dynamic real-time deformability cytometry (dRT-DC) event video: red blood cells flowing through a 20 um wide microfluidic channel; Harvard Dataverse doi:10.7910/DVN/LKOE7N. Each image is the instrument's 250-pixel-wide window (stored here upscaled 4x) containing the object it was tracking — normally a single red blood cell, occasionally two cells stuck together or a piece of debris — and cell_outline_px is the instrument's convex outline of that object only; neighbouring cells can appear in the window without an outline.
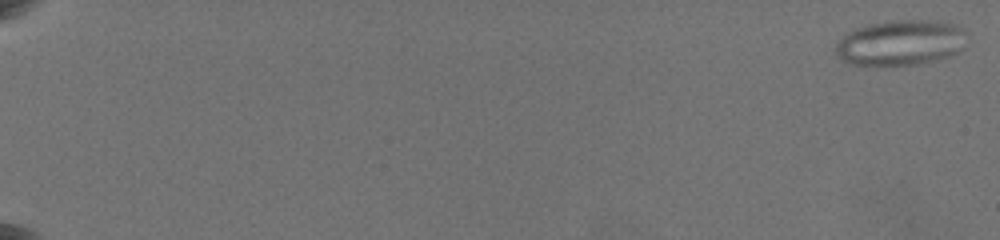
{"species": "common noctule bat (a hibernating species)", "species_latin": "Nyctalus noctula", "temperature_condition": "warm", "stored_images_in_passage": 107, "camera_frame_rate_fps": 3000, "um_per_image_px": 0.085, "animal": {"sex": "female", "body_mass_g": 19.5, "forearm_length_mm": 54.1}, "frame": {"image": 1, "passage_image": 1, "time_ms": 0.0, "image_size_px": [1000, 240], "cell_outline_px": [[968, 32], [964, 48], [948, 56], [916, 64], [876, 68], [848, 64], [840, 60], [836, 56], [836, 44], [848, 32], [856, 28], [868, 24], [900, 20], [936, 20], [952, 24], [964, 28]], "centroid_in_image_um": [76.53, 3.66], "position_along_channel_um": 8.5, "area_um2": 35.49}}
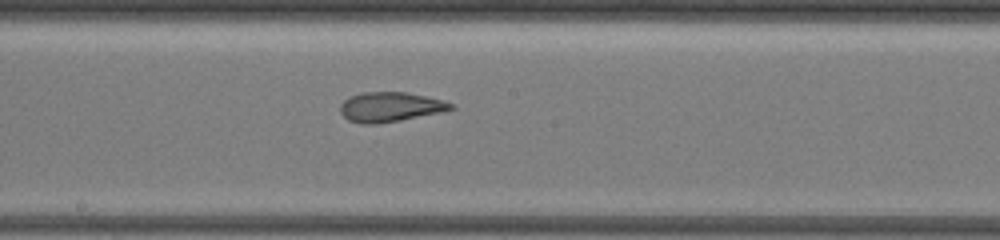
{"frame": {"image": 2, "passage_image": 73, "time_ms": 12.333, "image_size_px": [1000, 240], "cell_outline_px": [[456, 108], [440, 112], [400, 120], [376, 124], [360, 124], [348, 120], [340, 112], [340, 104], [348, 96], [364, 92], [408, 92], [428, 96], [444, 100], [456, 104]], "centroid_in_image_um": [33.18, 9.08], "position_along_channel_um": 215.0, "area_um2": 19.36}}
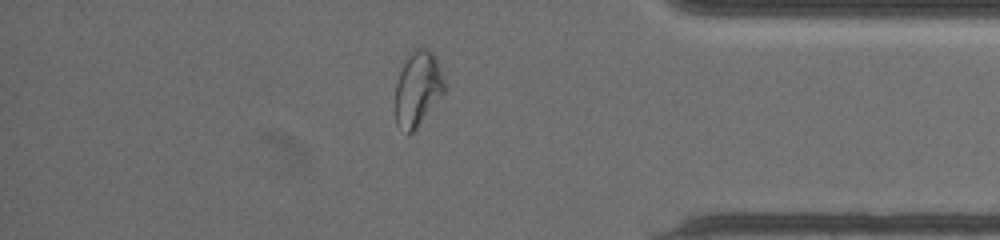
{"frame": {"image": 3, "passage_image": 101, "time_ms": 18.0, "image_size_px": [1000, 240], "cell_outline_px": [[448, 88], [416, 128], [408, 136], [396, 124], [396, 84], [400, 72], [404, 64], [412, 52], [416, 48], [424, 48], [432, 52], [436, 56]], "centroid_in_image_um": [35.55, 7.56], "position_along_channel_um": 399.7, "area_um2": 21.39}, "authors_computed_cell_mechanics": {"area_um2": 23.9292, "velocity_mm_per_s": 3.5518, "shape_relaxation_time_tau1_ms": null, "shape_relaxation_time_tau2_ms": 2.0493, "deformation_change_tau1": null, "deformation_change_tau2": 0.0846}}